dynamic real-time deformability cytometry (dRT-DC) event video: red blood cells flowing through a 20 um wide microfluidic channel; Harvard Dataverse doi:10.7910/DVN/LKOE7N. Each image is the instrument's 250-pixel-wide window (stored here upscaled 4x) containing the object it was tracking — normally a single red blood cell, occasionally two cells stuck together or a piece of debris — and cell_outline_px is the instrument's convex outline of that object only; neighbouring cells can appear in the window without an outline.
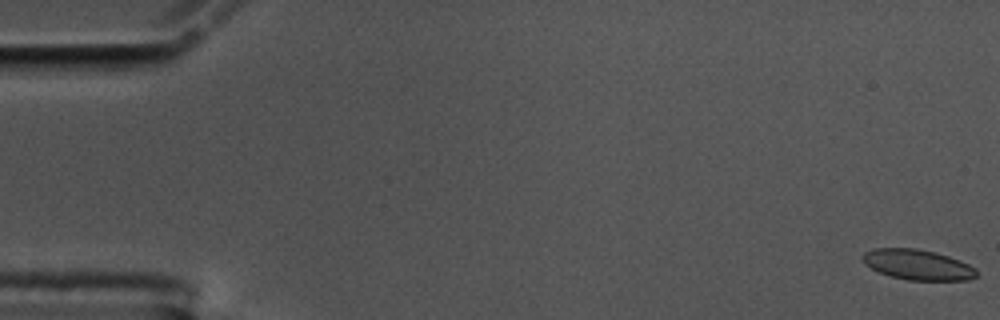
{"species": "common noctule bat (a hibernating species)", "species_latin": "Nyctalus noctula", "temperature_condition": "cold", "stored_images_in_passage": 27, "camera_frame_rate_fps": 3000, "um_per_image_px": 0.085, "animal": {"sex": "male", "body_mass_g": 17.5, "forearm_length_mm": 52.3}, "frame": {"image": 1, "passage_image": 1, "time_ms": 0.0, "image_size_px": [1000, 320], "cell_outline_px": [[976, 276], [968, 280], [908, 280], [892, 276], [880, 272], [864, 264], [860, 260], [860, 256], [864, 252], [872, 248], [916, 248], [936, 252], [960, 260], [976, 268]], "centroid_in_image_um": [77.96, 22.48], "position_along_channel_um": 7.0, "area_um2": 20.23}}
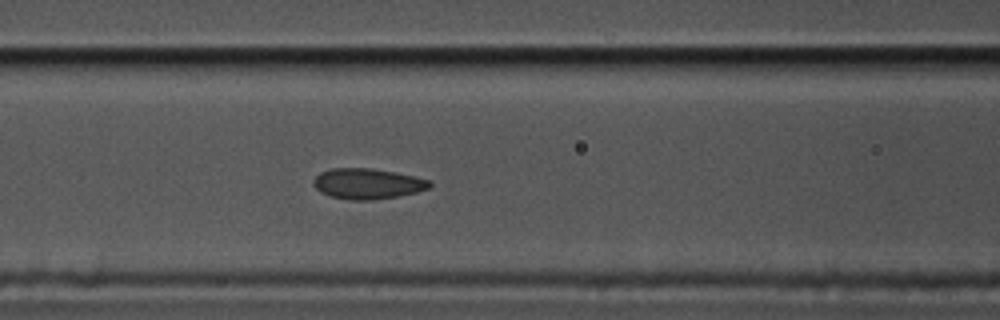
{"frame": {"image": 2, "passage_image": 24, "time_ms": 7.667, "image_size_px": [1000, 320], "cell_outline_px": [[432, 184], [428, 188], [416, 192], [396, 196], [368, 200], [352, 200], [328, 196], [320, 192], [312, 184], [312, 180], [320, 172], [332, 168], [372, 168], [396, 172], [416, 176], [428, 180]], "centroid_in_image_um": [31.19, 15.6], "position_along_channel_um": 135.4, "area_um2": 20.69}}